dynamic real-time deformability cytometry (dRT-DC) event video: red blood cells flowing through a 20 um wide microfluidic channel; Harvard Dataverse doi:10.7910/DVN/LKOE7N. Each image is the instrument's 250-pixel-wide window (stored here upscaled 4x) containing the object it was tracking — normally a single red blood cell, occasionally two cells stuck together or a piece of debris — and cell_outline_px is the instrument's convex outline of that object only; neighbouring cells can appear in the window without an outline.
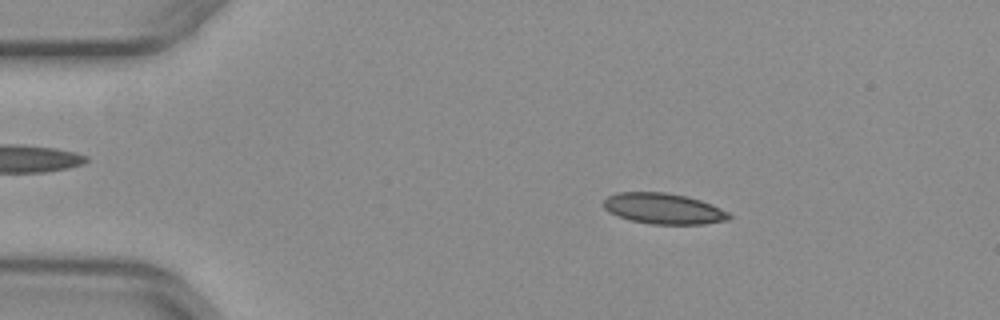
{"species": "common noctule bat (a hibernating species)", "species_latin": "Nyctalus noctula", "temperature_condition": "warm", "stored_images_in_passage": 19, "camera_frame_rate_fps": 3000, "um_per_image_px": 0.085, "animal": {"sex": "female", "body_mass_g": 29.2, "forearm_length_mm": 56.3}, "frame": {"image": 1, "passage_image": 10, "time_ms": 3.0, "image_size_px": [1000, 320], "cell_outline_px": [[732, 216], [728, 220], [704, 224], [652, 224], [632, 220], [608, 212], [604, 208], [604, 200], [608, 196], [616, 192], [664, 192], [688, 196], [712, 204], [728, 212]], "centroid_in_image_um": [56.41, 17.72], "position_along_channel_um": 28.6, "area_um2": 22.48}}
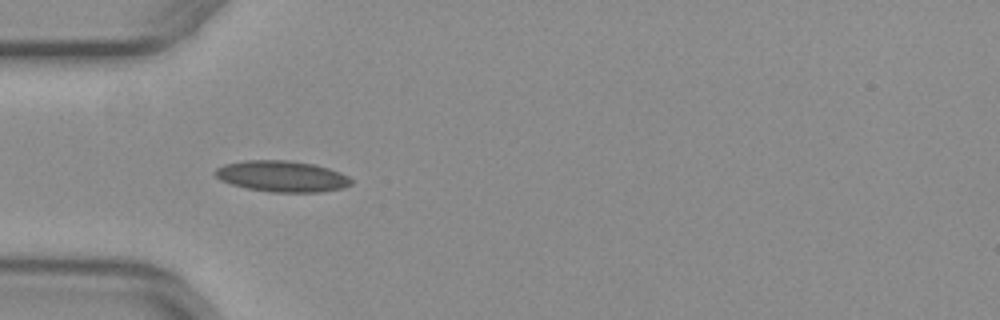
{"frame": {"image": 2, "passage_image": 17, "time_ms": 5.333, "image_size_px": [1000, 320], "cell_outline_px": [[352, 184], [344, 188], [320, 192], [268, 192], [248, 188], [232, 184], [220, 180], [212, 172], [216, 168], [224, 164], [244, 160], [288, 160], [316, 164], [340, 172], [348, 176], [352, 180]], "centroid_in_image_um": [23.97, 14.98], "position_along_channel_um": 61.0, "area_um2": 24.85}}